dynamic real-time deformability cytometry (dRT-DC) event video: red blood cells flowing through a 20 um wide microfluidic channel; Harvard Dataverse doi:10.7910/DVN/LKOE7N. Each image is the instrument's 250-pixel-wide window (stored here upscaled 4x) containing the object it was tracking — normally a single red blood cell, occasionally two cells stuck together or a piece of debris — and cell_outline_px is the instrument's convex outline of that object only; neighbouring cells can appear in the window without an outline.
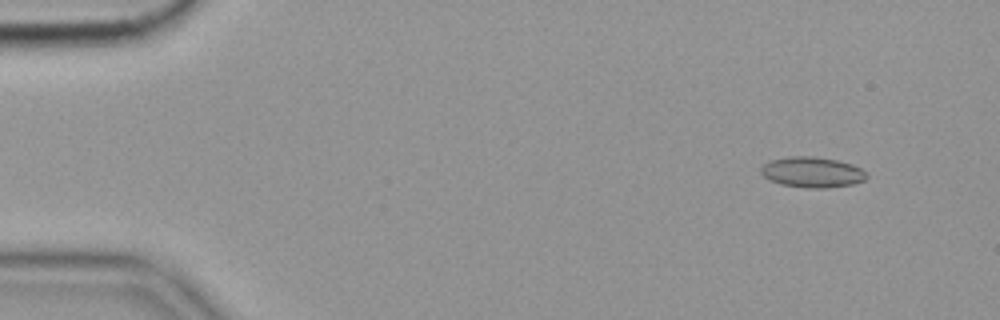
{"species": "common noctule bat (a hibernating species)", "species_latin": "Nyctalus noctula", "temperature_condition": "cold", "stored_images_in_passage": 56, "camera_frame_rate_fps": 3000, "um_per_image_px": 0.085, "animal": {"sex": "female", "body_mass_g": 19.9}, "frame": {"image": 1, "passage_image": 5, "time_ms": 1.333, "image_size_px": [1000, 320], "cell_outline_px": [[868, 176], [864, 180], [852, 184], [828, 188], [804, 188], [780, 184], [764, 176], [760, 172], [760, 168], [764, 164], [772, 160], [792, 156], [812, 156], [836, 160], [852, 164], [860, 168]], "centroid_in_image_um": [69.03, 14.64], "position_along_channel_um": 16.0, "area_um2": 18.67}}
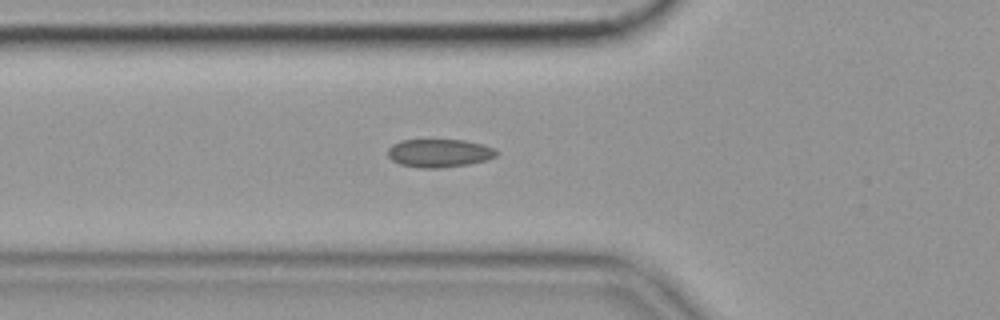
{"frame": {"image": 2, "passage_image": 20, "time_ms": 6.333, "image_size_px": [1000, 320], "cell_outline_px": [[496, 156], [484, 160], [468, 164], [440, 168], [420, 168], [400, 164], [392, 160], [388, 156], [388, 148], [392, 144], [400, 140], [464, 140], [484, 144], [496, 148]], "centroid_in_image_um": [37.32, 13.01], "position_along_channel_um": 88.5, "area_um2": 17.86}, "authors_computed_cell_mechanics": {"area_um2": 17.6868, "velocity_mm_per_s": 3.5603, "shape_relaxation_time_tau1_ms": null, "shape_relaxation_time_tau2_ms": 2.5111, "deformation_change_tau1": null, "deformation_change_tau2": 0.0799}}